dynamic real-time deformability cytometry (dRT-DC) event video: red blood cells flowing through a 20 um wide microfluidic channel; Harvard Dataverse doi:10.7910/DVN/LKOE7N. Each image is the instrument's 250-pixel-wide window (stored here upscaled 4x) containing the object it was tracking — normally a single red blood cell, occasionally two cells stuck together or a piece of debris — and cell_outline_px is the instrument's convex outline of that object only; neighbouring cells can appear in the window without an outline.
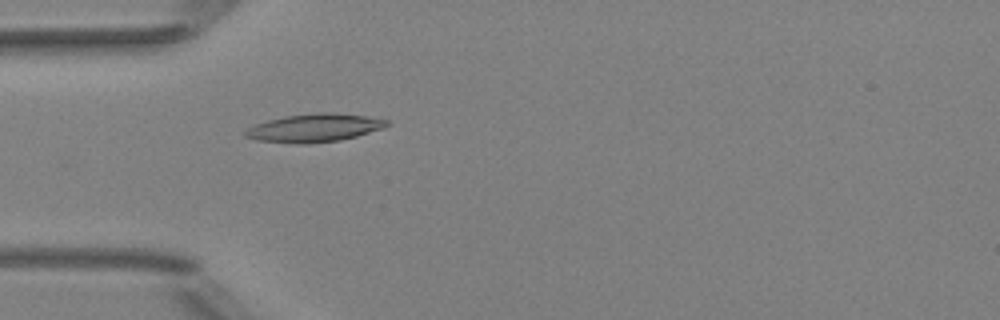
{"species": "Egyptian fruit bat (a non-hibernating species)", "species_latin": "Rousettus aegyptiacus", "temperature_condition": "room temperature", "stored_images_in_passage": 37, "camera_frame_rate_fps": 3000, "um_per_image_px": 0.085, "animal": {"sex": "female"}, "frame": {"image": 1, "passage_image": 1, "time_ms": 0.0, "image_size_px": [1000, 320], "cell_outline_px": [[388, 124], [384, 128], [356, 136], [340, 140], [304, 144], [296, 144], [256, 140], [244, 136], [244, 132], [248, 128], [256, 124], [268, 120], [284, 116], [316, 112], [332, 112], [364, 116], [388, 120]], "centroid_in_image_um": [26.69, 10.87], "position_along_channel_um": 58.3, "area_um2": 23.18}}
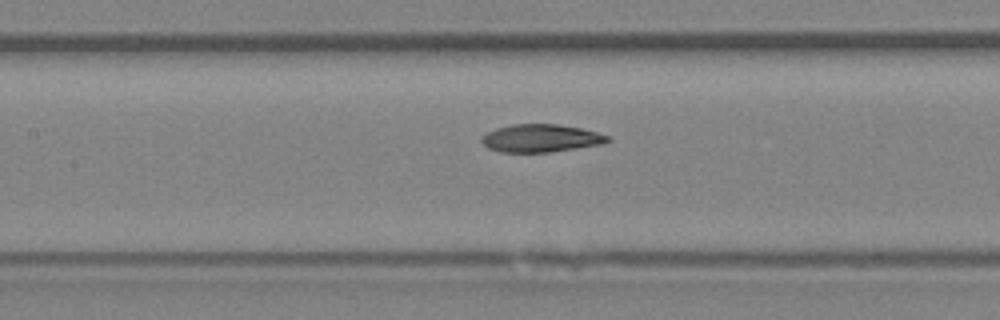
{"frame": {"image": 2, "passage_image": 9, "time_ms": 2.667, "image_size_px": [1000, 320], "cell_outline_px": [[612, 140], [600, 144], [576, 148], [548, 152], [500, 152], [488, 148], [480, 140], [488, 132], [496, 128], [512, 124], [556, 124], [580, 128], [612, 136]], "centroid_in_image_um": [45.99, 11.74], "position_along_channel_um": 161.4, "area_um2": 20.29}}
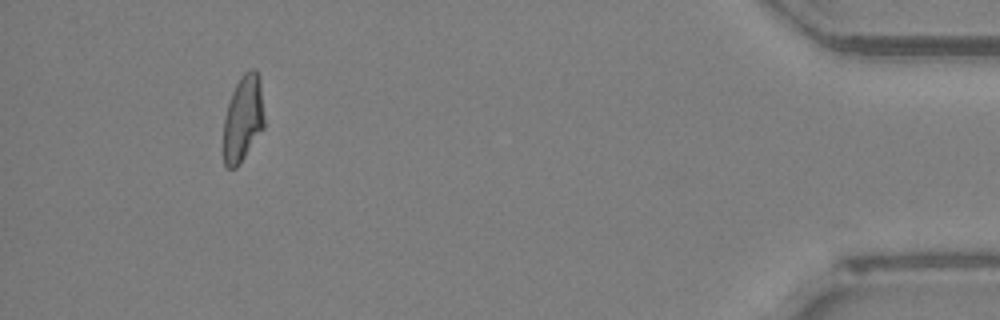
{"frame": {"image": 3, "passage_image": 33, "time_ms": 10.667, "image_size_px": [1000, 320], "cell_outline_px": [[264, 128], [236, 168], [228, 168], [224, 164], [224, 120], [228, 104], [232, 92], [240, 76], [248, 68], [256, 68], [260, 76], [264, 116]], "centroid_in_image_um": [20.68, 10.01], "position_along_channel_um": 414.5, "area_um2": 20.58}, "authors_computed_cell_mechanics": {"area_um2": 20.6924, "velocity_mm_per_s": 4.0081, "shape_relaxation_time_tau1_ms": 7.865, "shape_relaxation_time_tau2_ms": 2.3629, "deformation_change_tau1": 0.2473, "deformation_change_tau2": 0.0924}}